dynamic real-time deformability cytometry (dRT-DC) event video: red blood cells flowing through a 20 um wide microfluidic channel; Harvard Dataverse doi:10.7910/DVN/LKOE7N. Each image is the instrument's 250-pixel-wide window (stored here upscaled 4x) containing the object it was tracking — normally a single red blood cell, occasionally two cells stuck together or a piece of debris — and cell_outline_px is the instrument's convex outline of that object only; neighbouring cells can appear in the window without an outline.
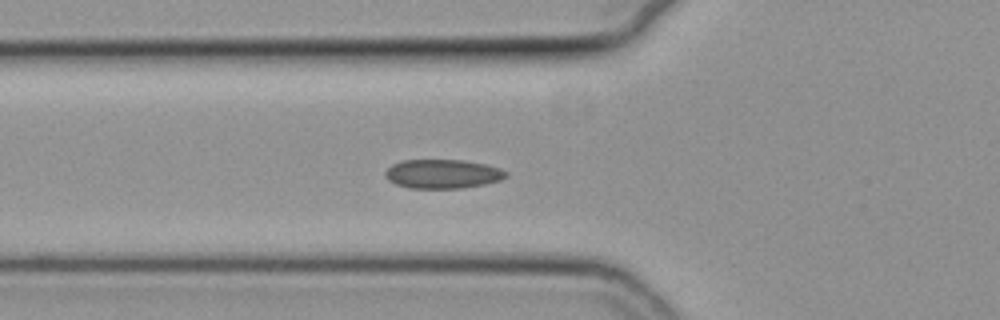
{"species": "common noctule bat (a hibernating species)", "species_latin": "Nyctalus noctula", "temperature_condition": "cold", "stored_images_in_passage": 32, "camera_frame_rate_fps": 3000, "um_per_image_px": 0.085, "animal": {"sex": "female", "body_mass_g": 19.3, "forearm_length_mm": 54.1}, "frame": {"image": 1, "passage_image": 2, "time_ms": 0.333, "image_size_px": [1000, 320], "cell_outline_px": [[508, 176], [500, 180], [484, 184], [460, 188], [408, 188], [396, 184], [388, 180], [384, 176], [384, 172], [392, 164], [404, 160], [464, 160], [484, 164], [500, 168], [508, 172]], "centroid_in_image_um": [37.61, 14.78], "position_along_channel_um": 88.2, "area_um2": 20.46}}
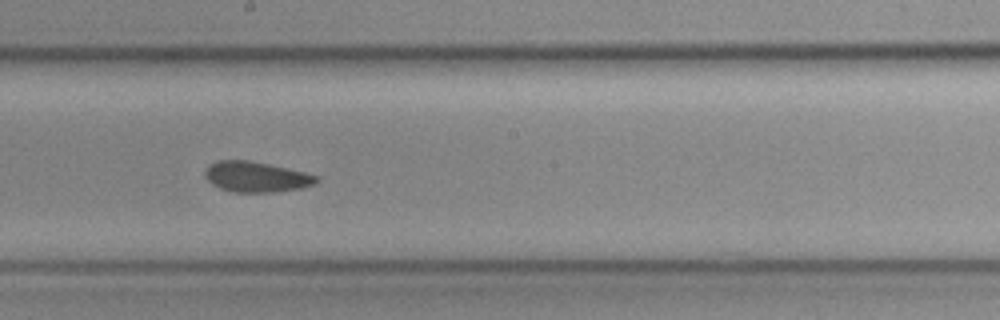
{"frame": {"image": 2, "passage_image": 13, "time_ms": 4.0, "image_size_px": [1000, 320], "cell_outline_px": [[320, 180], [316, 184], [300, 188], [280, 192], [232, 192], [220, 188], [212, 184], [204, 176], [204, 172], [216, 160], [248, 160], [268, 164], [304, 172], [316, 176]], "centroid_in_image_um": [21.78, 15.04], "position_along_channel_um": 226.4, "area_um2": 19.71}}
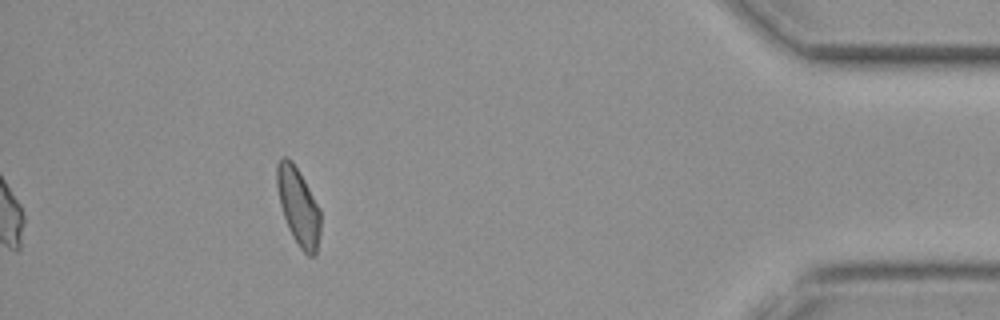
{"frame": {"image": 3, "passage_image": 32, "time_ms": 10.333, "image_size_px": [1000, 320], "cell_outline_px": [[320, 236], [316, 256], [308, 256], [300, 248], [292, 236], [288, 228], [280, 204], [276, 184], [276, 164], [284, 156], [292, 160], [304, 180], [320, 208]], "centroid_in_image_um": [25.36, 17.57], "position_along_channel_um": 409.8, "area_um2": 19.71}}